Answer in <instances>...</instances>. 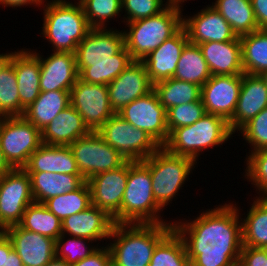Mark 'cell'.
Returning a JSON list of instances; mask_svg holds the SVG:
<instances>
[{
  "label": "cell",
  "instance_id": "1",
  "mask_svg": "<svg viewBox=\"0 0 267 266\" xmlns=\"http://www.w3.org/2000/svg\"><path fill=\"white\" fill-rule=\"evenodd\" d=\"M224 202L192 219L174 220L191 266H238L242 249L240 206ZM183 220V221H182Z\"/></svg>",
  "mask_w": 267,
  "mask_h": 266
},
{
  "label": "cell",
  "instance_id": "2",
  "mask_svg": "<svg viewBox=\"0 0 267 266\" xmlns=\"http://www.w3.org/2000/svg\"><path fill=\"white\" fill-rule=\"evenodd\" d=\"M79 78L108 85L133 62L124 33L114 28H91L74 52Z\"/></svg>",
  "mask_w": 267,
  "mask_h": 266
},
{
  "label": "cell",
  "instance_id": "3",
  "mask_svg": "<svg viewBox=\"0 0 267 266\" xmlns=\"http://www.w3.org/2000/svg\"><path fill=\"white\" fill-rule=\"evenodd\" d=\"M172 229L173 224L115 223L107 244L112 266H149L155 247Z\"/></svg>",
  "mask_w": 267,
  "mask_h": 266
},
{
  "label": "cell",
  "instance_id": "4",
  "mask_svg": "<svg viewBox=\"0 0 267 266\" xmlns=\"http://www.w3.org/2000/svg\"><path fill=\"white\" fill-rule=\"evenodd\" d=\"M73 2L47 0L41 7L44 19L40 35L52 45L53 52L74 53L91 29L81 3Z\"/></svg>",
  "mask_w": 267,
  "mask_h": 266
},
{
  "label": "cell",
  "instance_id": "5",
  "mask_svg": "<svg viewBox=\"0 0 267 266\" xmlns=\"http://www.w3.org/2000/svg\"><path fill=\"white\" fill-rule=\"evenodd\" d=\"M162 212L153 196L150 170L142 162H128L127 186L114 223L173 224L162 218Z\"/></svg>",
  "mask_w": 267,
  "mask_h": 266
},
{
  "label": "cell",
  "instance_id": "6",
  "mask_svg": "<svg viewBox=\"0 0 267 266\" xmlns=\"http://www.w3.org/2000/svg\"><path fill=\"white\" fill-rule=\"evenodd\" d=\"M183 8L169 4L159 14L125 23L124 44L133 60L142 61L183 27Z\"/></svg>",
  "mask_w": 267,
  "mask_h": 266
},
{
  "label": "cell",
  "instance_id": "7",
  "mask_svg": "<svg viewBox=\"0 0 267 266\" xmlns=\"http://www.w3.org/2000/svg\"><path fill=\"white\" fill-rule=\"evenodd\" d=\"M233 134L225 118L206 113L189 126L175 128L163 147L171 154L189 157L197 163L204 150L223 146Z\"/></svg>",
  "mask_w": 267,
  "mask_h": 266
},
{
  "label": "cell",
  "instance_id": "8",
  "mask_svg": "<svg viewBox=\"0 0 267 266\" xmlns=\"http://www.w3.org/2000/svg\"><path fill=\"white\" fill-rule=\"evenodd\" d=\"M142 163L150 170L153 196L163 210L172 203L197 166L191 158L171 154L163 146Z\"/></svg>",
  "mask_w": 267,
  "mask_h": 266
},
{
  "label": "cell",
  "instance_id": "9",
  "mask_svg": "<svg viewBox=\"0 0 267 266\" xmlns=\"http://www.w3.org/2000/svg\"><path fill=\"white\" fill-rule=\"evenodd\" d=\"M97 133L128 162H142L161 147L146 131L135 128L117 113Z\"/></svg>",
  "mask_w": 267,
  "mask_h": 266
},
{
  "label": "cell",
  "instance_id": "10",
  "mask_svg": "<svg viewBox=\"0 0 267 266\" xmlns=\"http://www.w3.org/2000/svg\"><path fill=\"white\" fill-rule=\"evenodd\" d=\"M42 144L41 131L23 116L0 117V148L12 168H23Z\"/></svg>",
  "mask_w": 267,
  "mask_h": 266
},
{
  "label": "cell",
  "instance_id": "11",
  "mask_svg": "<svg viewBox=\"0 0 267 266\" xmlns=\"http://www.w3.org/2000/svg\"><path fill=\"white\" fill-rule=\"evenodd\" d=\"M80 175L87 181L92 176L122 166L126 161L97 131L80 137L69 145Z\"/></svg>",
  "mask_w": 267,
  "mask_h": 266
},
{
  "label": "cell",
  "instance_id": "12",
  "mask_svg": "<svg viewBox=\"0 0 267 266\" xmlns=\"http://www.w3.org/2000/svg\"><path fill=\"white\" fill-rule=\"evenodd\" d=\"M34 201L29 174L12 168L0 177V229L19 225L26 208Z\"/></svg>",
  "mask_w": 267,
  "mask_h": 266
},
{
  "label": "cell",
  "instance_id": "13",
  "mask_svg": "<svg viewBox=\"0 0 267 266\" xmlns=\"http://www.w3.org/2000/svg\"><path fill=\"white\" fill-rule=\"evenodd\" d=\"M117 114L135 128L146 131L161 146L167 142V111L154 90L135 99Z\"/></svg>",
  "mask_w": 267,
  "mask_h": 266
},
{
  "label": "cell",
  "instance_id": "14",
  "mask_svg": "<svg viewBox=\"0 0 267 266\" xmlns=\"http://www.w3.org/2000/svg\"><path fill=\"white\" fill-rule=\"evenodd\" d=\"M70 104L91 131H97L115 114L110 106L107 85L87 83L80 78L70 90Z\"/></svg>",
  "mask_w": 267,
  "mask_h": 266
},
{
  "label": "cell",
  "instance_id": "15",
  "mask_svg": "<svg viewBox=\"0 0 267 266\" xmlns=\"http://www.w3.org/2000/svg\"><path fill=\"white\" fill-rule=\"evenodd\" d=\"M111 109L119 113L126 105L153 90L142 61L133 60L124 71L107 85Z\"/></svg>",
  "mask_w": 267,
  "mask_h": 266
},
{
  "label": "cell",
  "instance_id": "16",
  "mask_svg": "<svg viewBox=\"0 0 267 266\" xmlns=\"http://www.w3.org/2000/svg\"><path fill=\"white\" fill-rule=\"evenodd\" d=\"M242 75H212L201 87V100L206 113L219 115L229 121L236 108Z\"/></svg>",
  "mask_w": 267,
  "mask_h": 266
},
{
  "label": "cell",
  "instance_id": "17",
  "mask_svg": "<svg viewBox=\"0 0 267 266\" xmlns=\"http://www.w3.org/2000/svg\"><path fill=\"white\" fill-rule=\"evenodd\" d=\"M128 161L116 169L98 173L86 182L92 205L106 211L112 218L120 211L127 186Z\"/></svg>",
  "mask_w": 267,
  "mask_h": 266
},
{
  "label": "cell",
  "instance_id": "18",
  "mask_svg": "<svg viewBox=\"0 0 267 266\" xmlns=\"http://www.w3.org/2000/svg\"><path fill=\"white\" fill-rule=\"evenodd\" d=\"M185 28L190 43L227 42L237 38L230 24L211 4L191 16L183 15Z\"/></svg>",
  "mask_w": 267,
  "mask_h": 266
},
{
  "label": "cell",
  "instance_id": "19",
  "mask_svg": "<svg viewBox=\"0 0 267 266\" xmlns=\"http://www.w3.org/2000/svg\"><path fill=\"white\" fill-rule=\"evenodd\" d=\"M36 51L33 50L32 52L40 61V91H70L79 78L75 54L52 52L45 58Z\"/></svg>",
  "mask_w": 267,
  "mask_h": 266
},
{
  "label": "cell",
  "instance_id": "20",
  "mask_svg": "<svg viewBox=\"0 0 267 266\" xmlns=\"http://www.w3.org/2000/svg\"><path fill=\"white\" fill-rule=\"evenodd\" d=\"M11 240L13 249L24 266H45L56 256V240L28 231L20 225L3 231Z\"/></svg>",
  "mask_w": 267,
  "mask_h": 266
},
{
  "label": "cell",
  "instance_id": "21",
  "mask_svg": "<svg viewBox=\"0 0 267 266\" xmlns=\"http://www.w3.org/2000/svg\"><path fill=\"white\" fill-rule=\"evenodd\" d=\"M267 107V84L262 75L242 74L239 98L233 117L228 121L235 134Z\"/></svg>",
  "mask_w": 267,
  "mask_h": 266
},
{
  "label": "cell",
  "instance_id": "22",
  "mask_svg": "<svg viewBox=\"0 0 267 266\" xmlns=\"http://www.w3.org/2000/svg\"><path fill=\"white\" fill-rule=\"evenodd\" d=\"M188 42L187 32L182 27L142 60L153 85L174 76L182 50Z\"/></svg>",
  "mask_w": 267,
  "mask_h": 266
},
{
  "label": "cell",
  "instance_id": "23",
  "mask_svg": "<svg viewBox=\"0 0 267 266\" xmlns=\"http://www.w3.org/2000/svg\"><path fill=\"white\" fill-rule=\"evenodd\" d=\"M113 218L104 210L91 205L62 221V234L82 237L94 242L109 239L114 226Z\"/></svg>",
  "mask_w": 267,
  "mask_h": 266
},
{
  "label": "cell",
  "instance_id": "24",
  "mask_svg": "<svg viewBox=\"0 0 267 266\" xmlns=\"http://www.w3.org/2000/svg\"><path fill=\"white\" fill-rule=\"evenodd\" d=\"M33 49H18L11 64L17 76L21 116L40 94V61Z\"/></svg>",
  "mask_w": 267,
  "mask_h": 266
},
{
  "label": "cell",
  "instance_id": "25",
  "mask_svg": "<svg viewBox=\"0 0 267 266\" xmlns=\"http://www.w3.org/2000/svg\"><path fill=\"white\" fill-rule=\"evenodd\" d=\"M212 75H242V46L240 38L227 42L199 44Z\"/></svg>",
  "mask_w": 267,
  "mask_h": 266
},
{
  "label": "cell",
  "instance_id": "26",
  "mask_svg": "<svg viewBox=\"0 0 267 266\" xmlns=\"http://www.w3.org/2000/svg\"><path fill=\"white\" fill-rule=\"evenodd\" d=\"M90 132L82 116L70 104L41 130V140L46 145L69 146Z\"/></svg>",
  "mask_w": 267,
  "mask_h": 266
},
{
  "label": "cell",
  "instance_id": "27",
  "mask_svg": "<svg viewBox=\"0 0 267 266\" xmlns=\"http://www.w3.org/2000/svg\"><path fill=\"white\" fill-rule=\"evenodd\" d=\"M26 172L80 175L69 146L42 144L23 167Z\"/></svg>",
  "mask_w": 267,
  "mask_h": 266
},
{
  "label": "cell",
  "instance_id": "28",
  "mask_svg": "<svg viewBox=\"0 0 267 266\" xmlns=\"http://www.w3.org/2000/svg\"><path fill=\"white\" fill-rule=\"evenodd\" d=\"M34 201L44 203L51 197L73 192L80 188L86 180L81 175L27 172Z\"/></svg>",
  "mask_w": 267,
  "mask_h": 266
},
{
  "label": "cell",
  "instance_id": "29",
  "mask_svg": "<svg viewBox=\"0 0 267 266\" xmlns=\"http://www.w3.org/2000/svg\"><path fill=\"white\" fill-rule=\"evenodd\" d=\"M69 105L70 91L40 92L36 100L25 109L23 117L41 131Z\"/></svg>",
  "mask_w": 267,
  "mask_h": 266
},
{
  "label": "cell",
  "instance_id": "30",
  "mask_svg": "<svg viewBox=\"0 0 267 266\" xmlns=\"http://www.w3.org/2000/svg\"><path fill=\"white\" fill-rule=\"evenodd\" d=\"M253 198L245 218L240 215L242 245L267 248V198Z\"/></svg>",
  "mask_w": 267,
  "mask_h": 266
},
{
  "label": "cell",
  "instance_id": "31",
  "mask_svg": "<svg viewBox=\"0 0 267 266\" xmlns=\"http://www.w3.org/2000/svg\"><path fill=\"white\" fill-rule=\"evenodd\" d=\"M211 6L230 24L237 37L259 30L251 0H215Z\"/></svg>",
  "mask_w": 267,
  "mask_h": 266
},
{
  "label": "cell",
  "instance_id": "32",
  "mask_svg": "<svg viewBox=\"0 0 267 266\" xmlns=\"http://www.w3.org/2000/svg\"><path fill=\"white\" fill-rule=\"evenodd\" d=\"M240 38L243 71L252 75L267 72V29H259Z\"/></svg>",
  "mask_w": 267,
  "mask_h": 266
},
{
  "label": "cell",
  "instance_id": "33",
  "mask_svg": "<svg viewBox=\"0 0 267 266\" xmlns=\"http://www.w3.org/2000/svg\"><path fill=\"white\" fill-rule=\"evenodd\" d=\"M211 76L199 45L188 42L182 50L173 78L202 87Z\"/></svg>",
  "mask_w": 267,
  "mask_h": 266
},
{
  "label": "cell",
  "instance_id": "34",
  "mask_svg": "<svg viewBox=\"0 0 267 266\" xmlns=\"http://www.w3.org/2000/svg\"><path fill=\"white\" fill-rule=\"evenodd\" d=\"M153 90L166 111L176 105L198 101L201 97L200 86L173 77L155 83Z\"/></svg>",
  "mask_w": 267,
  "mask_h": 266
},
{
  "label": "cell",
  "instance_id": "35",
  "mask_svg": "<svg viewBox=\"0 0 267 266\" xmlns=\"http://www.w3.org/2000/svg\"><path fill=\"white\" fill-rule=\"evenodd\" d=\"M22 228L56 240L62 234V222L43 203L30 204L19 224Z\"/></svg>",
  "mask_w": 267,
  "mask_h": 266
},
{
  "label": "cell",
  "instance_id": "36",
  "mask_svg": "<svg viewBox=\"0 0 267 266\" xmlns=\"http://www.w3.org/2000/svg\"><path fill=\"white\" fill-rule=\"evenodd\" d=\"M149 266H191L183 238L174 228L155 247Z\"/></svg>",
  "mask_w": 267,
  "mask_h": 266
},
{
  "label": "cell",
  "instance_id": "37",
  "mask_svg": "<svg viewBox=\"0 0 267 266\" xmlns=\"http://www.w3.org/2000/svg\"><path fill=\"white\" fill-rule=\"evenodd\" d=\"M61 222L73 214L92 205L91 192L87 182L73 192L49 198L43 203Z\"/></svg>",
  "mask_w": 267,
  "mask_h": 266
},
{
  "label": "cell",
  "instance_id": "38",
  "mask_svg": "<svg viewBox=\"0 0 267 266\" xmlns=\"http://www.w3.org/2000/svg\"><path fill=\"white\" fill-rule=\"evenodd\" d=\"M81 3L91 28H108L107 22L121 17V0H77Z\"/></svg>",
  "mask_w": 267,
  "mask_h": 266
},
{
  "label": "cell",
  "instance_id": "39",
  "mask_svg": "<svg viewBox=\"0 0 267 266\" xmlns=\"http://www.w3.org/2000/svg\"><path fill=\"white\" fill-rule=\"evenodd\" d=\"M21 116L17 76L10 64L0 73V117Z\"/></svg>",
  "mask_w": 267,
  "mask_h": 266
},
{
  "label": "cell",
  "instance_id": "40",
  "mask_svg": "<svg viewBox=\"0 0 267 266\" xmlns=\"http://www.w3.org/2000/svg\"><path fill=\"white\" fill-rule=\"evenodd\" d=\"M93 243L96 242L82 237L61 234L56 239V257L65 260L69 265L77 263L99 248L98 244L95 246Z\"/></svg>",
  "mask_w": 267,
  "mask_h": 266
},
{
  "label": "cell",
  "instance_id": "41",
  "mask_svg": "<svg viewBox=\"0 0 267 266\" xmlns=\"http://www.w3.org/2000/svg\"><path fill=\"white\" fill-rule=\"evenodd\" d=\"M247 153L243 177L256 188V197L267 198V149Z\"/></svg>",
  "mask_w": 267,
  "mask_h": 266
},
{
  "label": "cell",
  "instance_id": "42",
  "mask_svg": "<svg viewBox=\"0 0 267 266\" xmlns=\"http://www.w3.org/2000/svg\"><path fill=\"white\" fill-rule=\"evenodd\" d=\"M206 114L201 98L187 104L176 105L167 110L169 134L178 127L189 126Z\"/></svg>",
  "mask_w": 267,
  "mask_h": 266
},
{
  "label": "cell",
  "instance_id": "43",
  "mask_svg": "<svg viewBox=\"0 0 267 266\" xmlns=\"http://www.w3.org/2000/svg\"><path fill=\"white\" fill-rule=\"evenodd\" d=\"M122 18L121 23H129L159 14L169 4V0H121ZM165 2V3H164Z\"/></svg>",
  "mask_w": 267,
  "mask_h": 266
},
{
  "label": "cell",
  "instance_id": "44",
  "mask_svg": "<svg viewBox=\"0 0 267 266\" xmlns=\"http://www.w3.org/2000/svg\"><path fill=\"white\" fill-rule=\"evenodd\" d=\"M246 143L249 144V152L267 149V107L245 124L239 132Z\"/></svg>",
  "mask_w": 267,
  "mask_h": 266
},
{
  "label": "cell",
  "instance_id": "45",
  "mask_svg": "<svg viewBox=\"0 0 267 266\" xmlns=\"http://www.w3.org/2000/svg\"><path fill=\"white\" fill-rule=\"evenodd\" d=\"M238 266H267V248L242 246Z\"/></svg>",
  "mask_w": 267,
  "mask_h": 266
},
{
  "label": "cell",
  "instance_id": "46",
  "mask_svg": "<svg viewBox=\"0 0 267 266\" xmlns=\"http://www.w3.org/2000/svg\"><path fill=\"white\" fill-rule=\"evenodd\" d=\"M70 266H112L110 250L107 245H100L90 256Z\"/></svg>",
  "mask_w": 267,
  "mask_h": 266
},
{
  "label": "cell",
  "instance_id": "47",
  "mask_svg": "<svg viewBox=\"0 0 267 266\" xmlns=\"http://www.w3.org/2000/svg\"><path fill=\"white\" fill-rule=\"evenodd\" d=\"M259 29H267V0H251Z\"/></svg>",
  "mask_w": 267,
  "mask_h": 266
},
{
  "label": "cell",
  "instance_id": "48",
  "mask_svg": "<svg viewBox=\"0 0 267 266\" xmlns=\"http://www.w3.org/2000/svg\"><path fill=\"white\" fill-rule=\"evenodd\" d=\"M12 249L13 245L11 240L2 232L0 234V266H4L5 254H9Z\"/></svg>",
  "mask_w": 267,
  "mask_h": 266
},
{
  "label": "cell",
  "instance_id": "49",
  "mask_svg": "<svg viewBox=\"0 0 267 266\" xmlns=\"http://www.w3.org/2000/svg\"><path fill=\"white\" fill-rule=\"evenodd\" d=\"M4 266H24L21 258L16 251L12 249L9 254H5Z\"/></svg>",
  "mask_w": 267,
  "mask_h": 266
},
{
  "label": "cell",
  "instance_id": "50",
  "mask_svg": "<svg viewBox=\"0 0 267 266\" xmlns=\"http://www.w3.org/2000/svg\"><path fill=\"white\" fill-rule=\"evenodd\" d=\"M16 52L17 51L15 50L14 52L9 51L0 54V73L11 64L12 58Z\"/></svg>",
  "mask_w": 267,
  "mask_h": 266
},
{
  "label": "cell",
  "instance_id": "51",
  "mask_svg": "<svg viewBox=\"0 0 267 266\" xmlns=\"http://www.w3.org/2000/svg\"><path fill=\"white\" fill-rule=\"evenodd\" d=\"M11 169L12 167L5 160L4 154L0 148V177L3 176L8 171H10Z\"/></svg>",
  "mask_w": 267,
  "mask_h": 266
},
{
  "label": "cell",
  "instance_id": "52",
  "mask_svg": "<svg viewBox=\"0 0 267 266\" xmlns=\"http://www.w3.org/2000/svg\"><path fill=\"white\" fill-rule=\"evenodd\" d=\"M45 266H70L65 260L57 258L56 256Z\"/></svg>",
  "mask_w": 267,
  "mask_h": 266
},
{
  "label": "cell",
  "instance_id": "53",
  "mask_svg": "<svg viewBox=\"0 0 267 266\" xmlns=\"http://www.w3.org/2000/svg\"><path fill=\"white\" fill-rule=\"evenodd\" d=\"M190 1V0H189ZM171 4L181 6L183 8V3L187 2V0H169Z\"/></svg>",
  "mask_w": 267,
  "mask_h": 266
},
{
  "label": "cell",
  "instance_id": "54",
  "mask_svg": "<svg viewBox=\"0 0 267 266\" xmlns=\"http://www.w3.org/2000/svg\"><path fill=\"white\" fill-rule=\"evenodd\" d=\"M262 76L264 77V79H265V81H266V84H267V72L264 73Z\"/></svg>",
  "mask_w": 267,
  "mask_h": 266
}]
</instances>
